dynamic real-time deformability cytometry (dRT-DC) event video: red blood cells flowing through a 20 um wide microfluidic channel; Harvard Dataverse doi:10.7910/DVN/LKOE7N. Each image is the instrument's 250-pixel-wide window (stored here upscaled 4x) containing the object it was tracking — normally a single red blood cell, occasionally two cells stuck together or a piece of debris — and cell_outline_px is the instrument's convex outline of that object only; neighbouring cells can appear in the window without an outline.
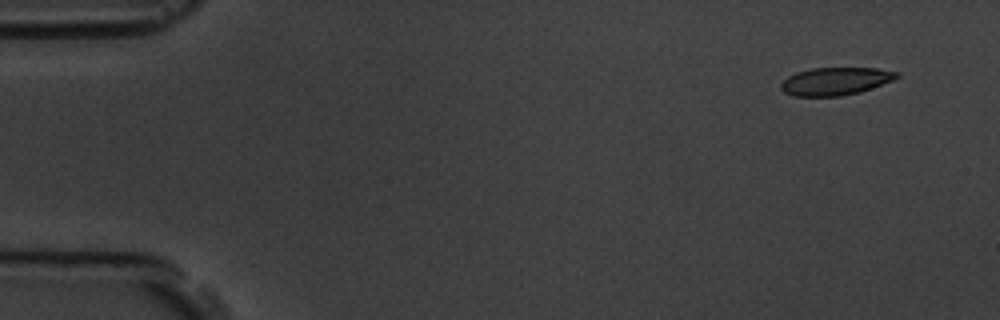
{"species": "common noctule bat (a hibernating species)", "species_latin": "Nyctalus noctula", "temperature_condition": "room temperature", "stored_images_in_passage": 10, "camera_frame_rate_fps": 3000, "um_per_image_px": 0.085, "animal": {"sex": "male", "body_mass_g": 19.5, "forearm_length_mm": 54.6}, "frame": {"image": 1, "passage_image": 1, "time_ms": 0.0, "image_size_px": [1000, 320], "cell_outline_px": [[900, 76], [892, 80], [860, 92], [840, 96], [792, 96], [784, 92], [780, 88], [780, 84], [788, 76], [796, 72], [812, 68], [876, 68], [900, 72]], "centroid_in_image_um": [70.99, 6.9], "position_along_channel_um": 14.0, "area_um2": 18.73}}
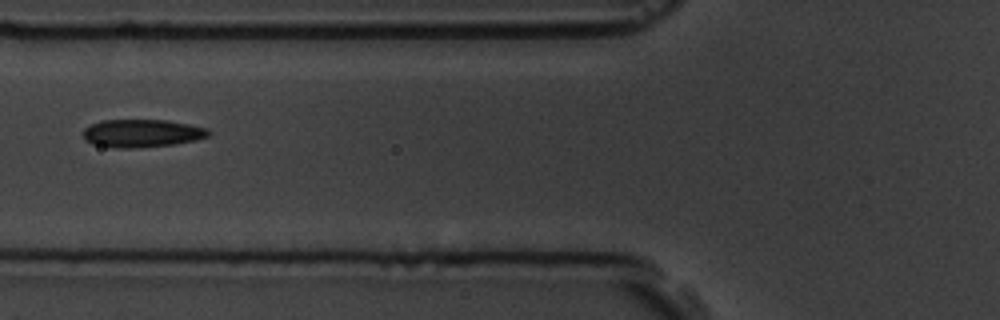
{"frame": {"image": 2, "passage_image": 6, "time_ms": 6.0, "image_size_px": [1000, 320], "cell_outline_px": [[212, 132], [208, 136], [196, 140], [172, 144], [132, 148], [116, 148], [92, 144], [84, 140], [84, 128], [92, 124], [104, 120], [168, 120], [208, 128]], "centroid_in_image_um": [12.07, 11.32], "position_along_channel_um": 113.7, "area_um2": 20.35}}
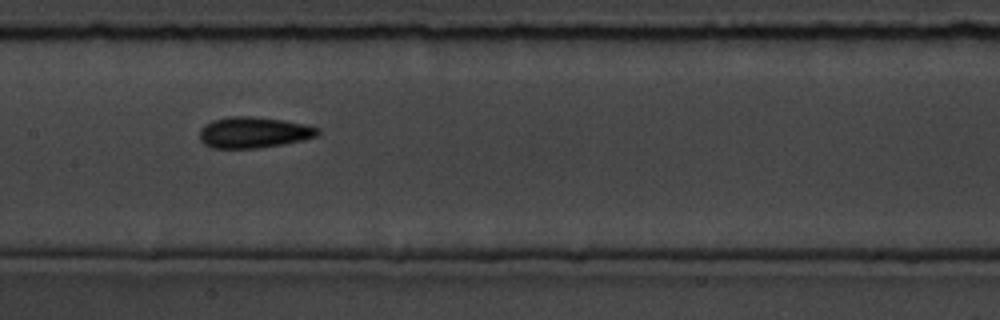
{"frame": {"image": 3, "passage_image": 8, "time_ms": 8.0, "image_size_px": [1000, 320], "cell_outline_px": [[320, 132], [316, 136], [304, 140], [284, 144], [256, 148], [212, 148], [204, 144], [200, 140], [200, 128], [212, 120], [228, 116], [248, 116], [284, 120], [304, 124], [320, 128]], "centroid_in_image_um": [21.56, 11.25], "position_along_channel_um": 185.8, "area_um2": 21.44}}